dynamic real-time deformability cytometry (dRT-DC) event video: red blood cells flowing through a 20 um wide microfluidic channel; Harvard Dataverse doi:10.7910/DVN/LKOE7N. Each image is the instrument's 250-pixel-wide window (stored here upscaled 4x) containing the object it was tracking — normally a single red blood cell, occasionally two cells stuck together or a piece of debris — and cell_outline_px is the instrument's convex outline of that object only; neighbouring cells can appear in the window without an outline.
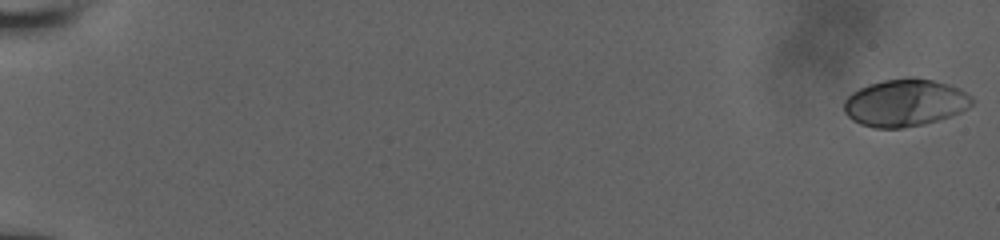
{"species": "human", "species_latin": "Homo sapiens", "temperature_condition": "room temperature", "stored_images_in_passage": 58, "camera_frame_rate_fps": 3000, "um_per_image_px": 0.085, "donor": {"sex": "male"}, "frame": {"image": 1, "passage_image": 1, "time_ms": 0.0, "image_size_px": [1000, 240], "cell_outline_px": [[976, 100], [968, 108], [960, 112], [924, 124], [904, 128], [872, 128], [860, 124], [852, 120], [844, 112], [844, 100], [852, 92], [868, 84], [884, 80], [908, 76], [912, 76], [932, 80], [948, 84], [960, 88], [972, 96]], "centroid_in_image_um": [76.93, 8.72], "position_along_channel_um": 8.1, "area_um2": 35.6}}
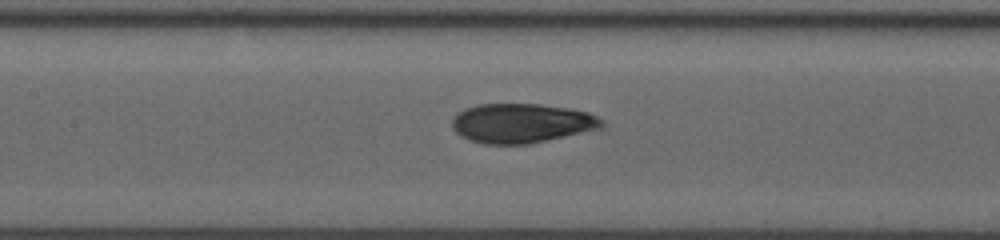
{"frame": {"image": 2, "passage_image": 30, "time_ms": 9.333, "image_size_px": [1000, 240], "cell_outline_px": [[604, 128], [528, 144], [484, 144], [468, 140], [460, 136], [452, 128], [452, 120], [464, 108], [476, 104], [540, 104], [572, 108], [588, 112], [604, 120]], "centroid_in_image_um": [44.36, 10.47], "position_along_channel_um": 163.0, "area_um2": 34.68}}
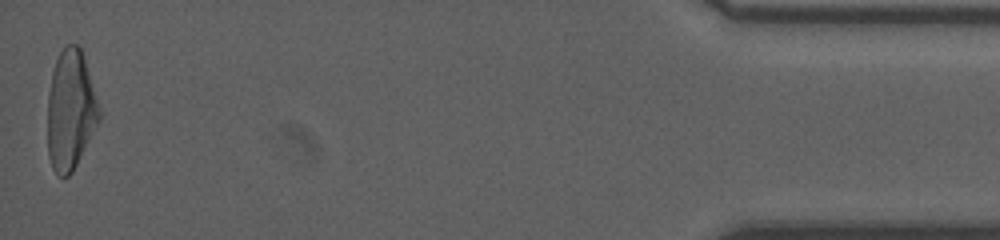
{"frame": {"image": 3, "passage_image": 57, "time_ms": 18.0, "image_size_px": [1000, 240], "cell_outline_px": [[100, 120], [72, 172], [68, 176], [60, 176], [52, 168], [48, 156], [48, 92], [52, 72], [56, 60], [60, 52], [68, 44], [76, 44], [80, 48], [84, 60], [100, 112]], "centroid_in_image_um": [5.97, 9.4], "position_along_channel_um": 429.2, "area_um2": 35.32}}